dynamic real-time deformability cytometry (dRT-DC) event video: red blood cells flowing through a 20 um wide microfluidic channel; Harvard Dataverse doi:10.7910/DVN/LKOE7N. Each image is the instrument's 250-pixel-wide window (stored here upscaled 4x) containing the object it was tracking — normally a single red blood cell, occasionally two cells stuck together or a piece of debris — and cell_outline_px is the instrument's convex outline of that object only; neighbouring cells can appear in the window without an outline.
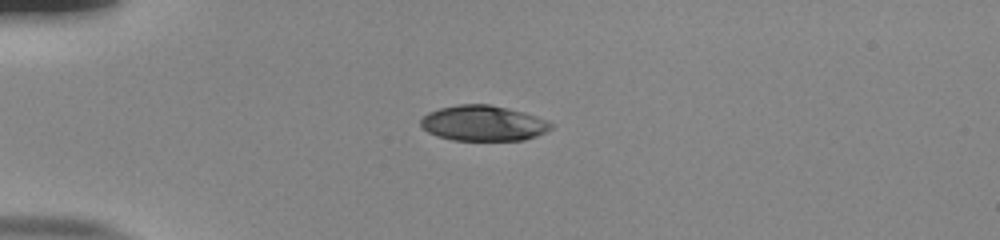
{"species": "human", "species_latin": "Homo sapiens", "temperature_condition": "room temperature", "stored_images_in_passage": 40, "camera_frame_rate_fps": 3000, "um_per_image_px": 0.085, "donor": {"sex": "male"}, "frame": {"image": 1, "passage_image": 1, "time_ms": 0.0, "image_size_px": [1000, 240], "cell_outline_px": [[552, 128], [536, 136], [524, 140], [452, 140], [436, 136], [428, 132], [420, 124], [420, 120], [428, 112], [440, 108], [460, 104], [488, 104], [536, 116], [552, 124]], "centroid_in_image_um": [41.03, 10.48], "position_along_channel_um": 44.0, "area_um2": 26.53}}
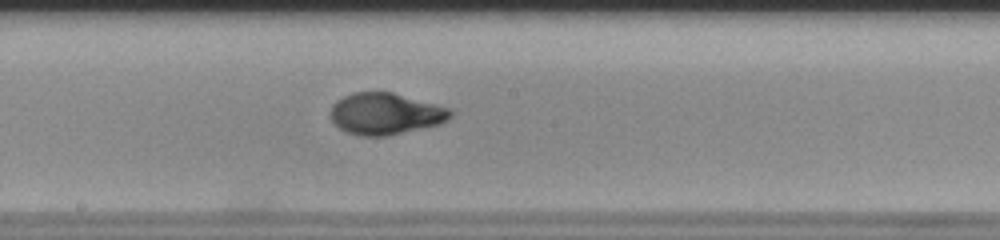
{"frame": {"image": 2, "passage_image": 17, "time_ms": 5.333, "image_size_px": [1000, 240], "cell_outline_px": [[452, 116], [448, 120], [440, 124], [388, 136], [360, 136], [348, 132], [340, 128], [332, 120], [332, 104], [336, 100], [352, 92], [392, 92], [452, 108]], "centroid_in_image_um": [32.8, 9.66], "position_along_channel_um": 215.4, "area_um2": 29.13}}
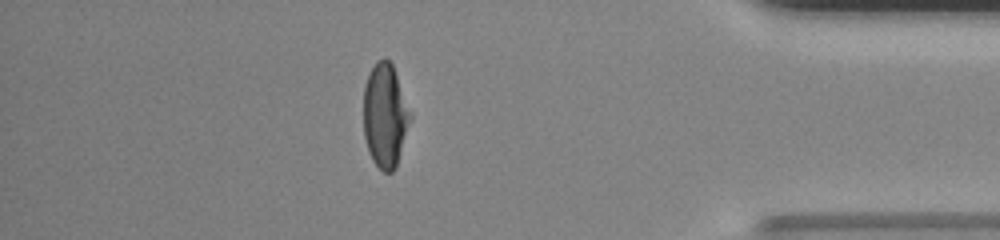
{"frame": {"image": 3, "passage_image": 34, "time_ms": 11.0, "image_size_px": [1000, 240], "cell_outline_px": [[412, 116], [396, 168], [392, 172], [384, 172], [372, 160], [368, 152], [364, 136], [364, 88], [368, 76], [376, 60], [384, 56], [392, 64], [412, 112]], "centroid_in_image_um": [32.75, 9.82], "position_along_channel_um": 402.5, "area_um2": 28.5}, "authors_computed_cell_mechanics": {"area_um2": 28.5532, "velocity_mm_per_s": 3.8474, "shape_relaxation_time_tau1_ms": 4.5904, "shape_relaxation_time_tau2_ms": null, "deformation_change_tau1": 0.2213, "deformation_change_tau2": null}}